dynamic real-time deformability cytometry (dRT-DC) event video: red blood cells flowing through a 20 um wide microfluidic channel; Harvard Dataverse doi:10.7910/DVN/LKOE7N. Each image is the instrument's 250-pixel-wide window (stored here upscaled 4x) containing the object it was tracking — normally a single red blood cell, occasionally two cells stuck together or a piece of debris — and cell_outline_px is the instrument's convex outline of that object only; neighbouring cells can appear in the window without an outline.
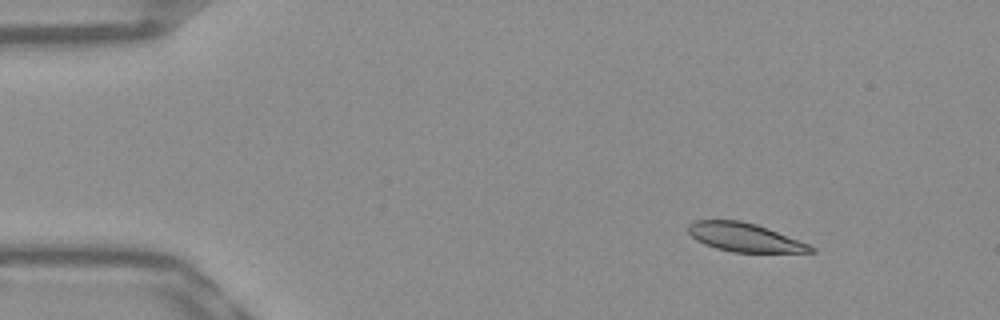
{"species": "Egyptian fruit bat (a non-hibernating species)", "species_latin": "Rousettus aegyptiacus", "temperature_condition": "warm", "stored_images_in_passage": 46, "camera_frame_rate_fps": 3000, "um_per_image_px": 0.085, "frame": {"image": 1, "passage_image": 1, "time_ms": 0.0, "image_size_px": [1000, 320], "cell_outline_px": [[816, 252], [732, 252], [716, 248], [704, 244], [696, 240], [688, 232], [688, 224], [696, 220], [740, 220], [756, 224], [808, 244], [816, 248]], "centroid_in_image_um": [63.26, 20.17], "position_along_channel_um": 21.7, "area_um2": 20.23}}
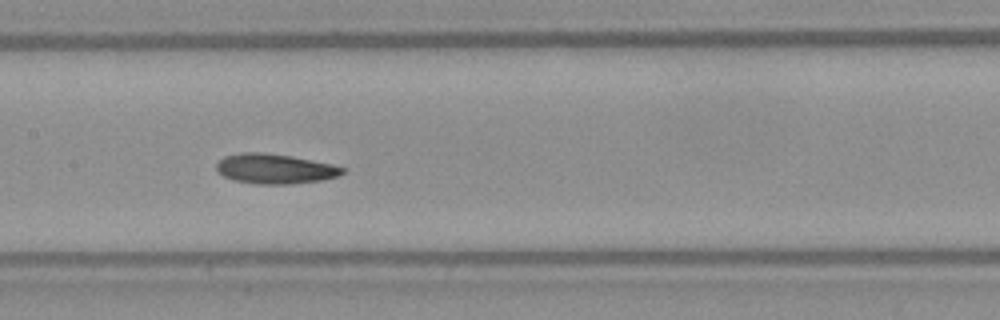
{"frame": {"image": 2, "passage_image": 20, "time_ms": 6.333, "image_size_px": [1000, 320], "cell_outline_px": [[344, 172], [336, 176], [320, 180], [288, 184], [256, 184], [236, 180], [224, 176], [216, 168], [216, 164], [224, 156], [240, 152], [264, 152], [292, 156], [332, 164], [344, 168]], "centroid_in_image_um": [23.34, 14.33], "position_along_channel_um": 184.1, "area_um2": 21.73}}
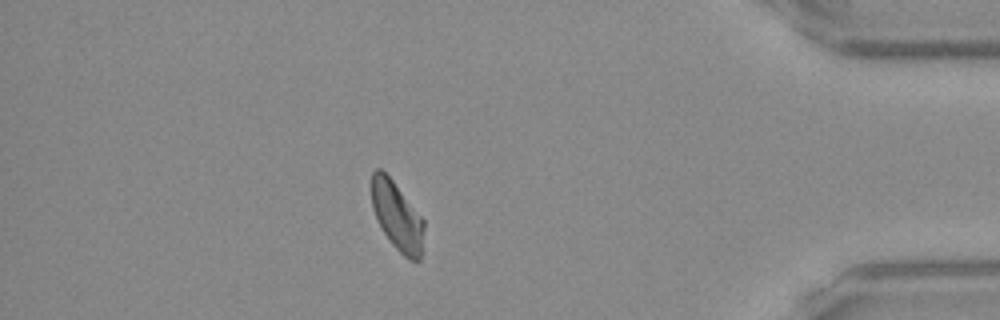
{"frame": {"image": 3, "passage_image": 40, "time_ms": 13.0, "image_size_px": [1000, 320], "cell_outline_px": [[424, 228], [420, 260], [408, 260], [392, 244], [384, 232], [372, 208], [372, 172], [376, 168], [380, 168], [392, 180], [424, 220]], "centroid_in_image_um": [33.75, 18.38], "position_along_channel_um": 401.4, "area_um2": 20.46}, "authors_computed_cell_mechanics": {"area_um2": 21.6461, "velocity_mm_per_s": 3.8779, "shape_relaxation_time_tau1_ms": 5.728, "shape_relaxation_time_tau2_ms": 4.5757, "deformation_change_tau1": 0.1467, "deformation_change_tau2": 0.1107}}